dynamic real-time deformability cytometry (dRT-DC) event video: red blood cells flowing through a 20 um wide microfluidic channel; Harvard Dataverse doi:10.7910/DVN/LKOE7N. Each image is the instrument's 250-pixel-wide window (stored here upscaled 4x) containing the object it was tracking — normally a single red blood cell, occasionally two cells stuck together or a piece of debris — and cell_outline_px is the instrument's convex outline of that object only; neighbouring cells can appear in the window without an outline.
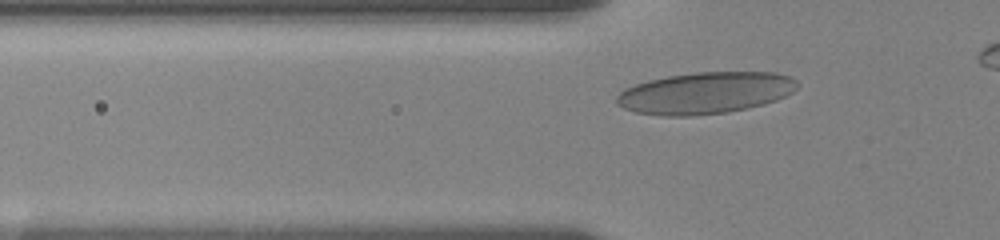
{"species": "human", "species_latin": "Homo sapiens", "temperature_condition": "room temperature", "stored_images_in_passage": 63, "camera_frame_rate_fps": 3000, "um_per_image_px": 0.085, "donor": {"sex": "female"}, "frame": {"image": 1, "passage_image": 2, "time_ms": 0.333, "image_size_px": [1000, 240], "cell_outline_px": [[800, 84], [792, 92], [776, 100], [764, 104], [748, 108], [728, 112], [692, 116], [664, 116], [636, 112], [624, 108], [616, 104], [616, 96], [624, 88], [648, 80], [668, 76], [696, 72], [776, 72], [788, 76], [796, 80]], "centroid_in_image_um": [59.94, 7.9], "position_along_channel_um": 65.9, "area_um2": 43.99}}
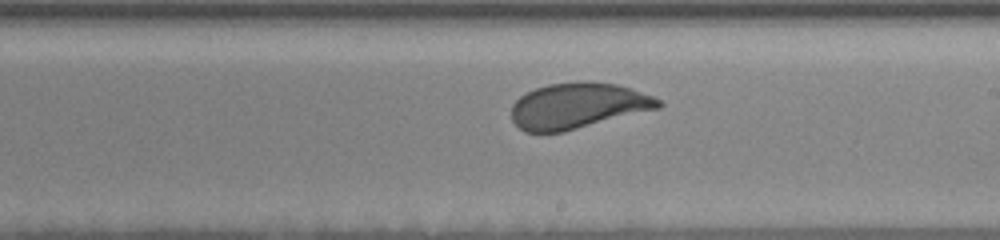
{"frame": {"image": 2, "passage_image": 27, "time_ms": 5.333, "image_size_px": [1000, 240], "cell_outline_px": [[664, 104], [660, 108], [564, 132], [524, 132], [512, 120], [512, 104], [520, 96], [536, 88], [548, 84], [580, 80], [592, 80], [616, 84], [632, 88], [652, 96], [660, 100]], "centroid_in_image_um": [49.14, 8.98], "position_along_channel_um": 239.9, "area_um2": 39.54}}
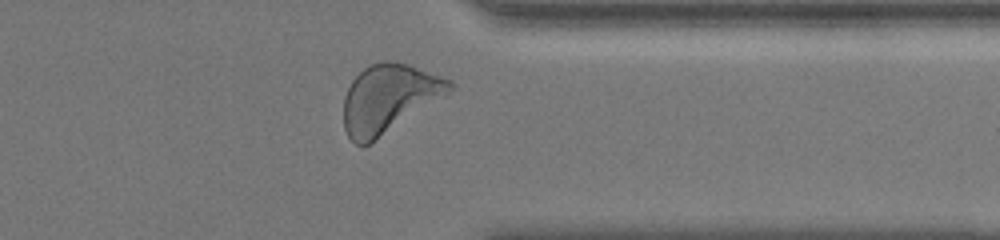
{"frame": {"image": 3, "passage_image": 49, "time_ms": 9.333, "image_size_px": [1000, 240], "cell_outline_px": [[456, 84], [444, 96], [368, 144], [356, 144], [348, 136], [344, 128], [344, 96], [352, 80], [364, 68], [380, 60], [388, 60], [408, 64], [452, 80]], "centroid_in_image_um": [33.04, 8.33], "position_along_channel_um": 378.4, "area_um2": 41.5}}